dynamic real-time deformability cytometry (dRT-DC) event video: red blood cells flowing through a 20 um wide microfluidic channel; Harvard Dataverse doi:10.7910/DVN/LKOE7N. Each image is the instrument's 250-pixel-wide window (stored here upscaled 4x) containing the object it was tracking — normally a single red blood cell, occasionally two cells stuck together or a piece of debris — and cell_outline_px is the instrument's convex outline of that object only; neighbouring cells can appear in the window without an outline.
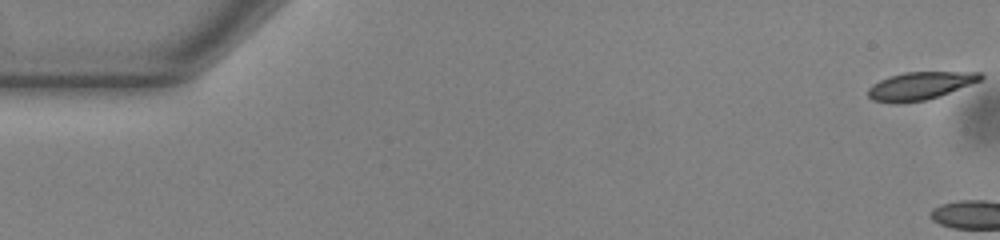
{"species": "common noctule bat (a hibernating species)", "species_latin": "Nyctalus noctula", "temperature_condition": "warm", "stored_images_in_passage": 6, "camera_frame_rate_fps": 3000, "um_per_image_px": 0.085, "animal": {"sex": "male", "body_mass_g": 13.0, "forearm_length_mm": 53.1}, "frame": {"image": 1, "passage_image": 1, "time_ms": 0.0, "image_size_px": [1000, 240], "cell_outline_px": [[984, 76], [980, 80], [940, 96], [928, 100], [900, 104], [892, 104], [872, 100], [868, 96], [868, 88], [872, 84], [888, 76], [904, 72], [980, 72]], "centroid_in_image_um": [78.15, 7.31], "position_along_channel_um": 6.9, "area_um2": 18.44}}